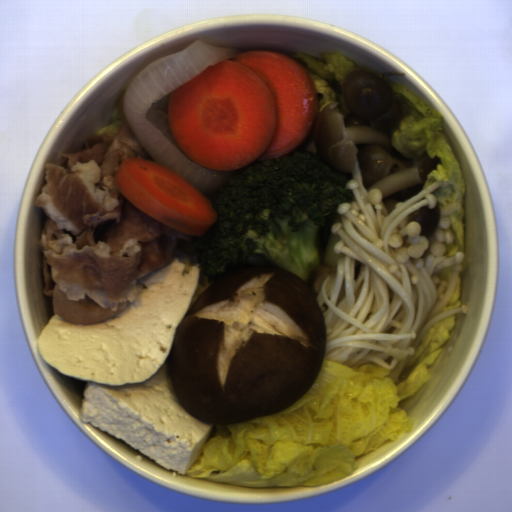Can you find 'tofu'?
Wrapping results in <instances>:
<instances>
[{"label": "tofu", "instance_id": "obj_1", "mask_svg": "<svg viewBox=\"0 0 512 512\" xmlns=\"http://www.w3.org/2000/svg\"><path fill=\"white\" fill-rule=\"evenodd\" d=\"M174 258L138 282L137 305L111 319L77 325L56 313L38 336L40 357L86 381L79 419L121 439L165 469L186 474L215 424L180 404L166 358L199 284L200 267Z\"/></svg>", "mask_w": 512, "mask_h": 512}]
</instances>
